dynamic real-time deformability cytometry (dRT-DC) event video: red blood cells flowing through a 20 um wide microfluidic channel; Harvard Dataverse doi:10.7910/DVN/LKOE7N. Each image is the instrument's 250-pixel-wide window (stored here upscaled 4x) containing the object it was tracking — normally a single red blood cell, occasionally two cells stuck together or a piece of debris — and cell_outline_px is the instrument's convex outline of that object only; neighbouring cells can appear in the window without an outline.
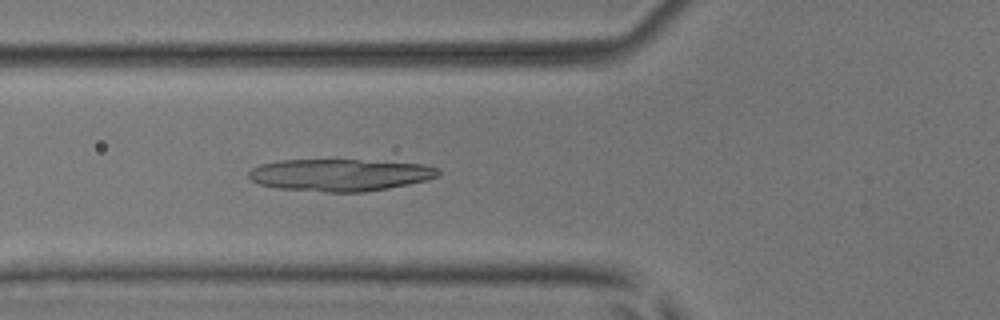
{"species": "common noctule bat (a hibernating species)", "species_latin": "Nyctalus noctula", "temperature_condition": "room temperature", "stored_images_in_passage": 52, "camera_frame_rate_fps": 3000, "um_per_image_px": 0.085, "animal": {"sex": "male", "body_mass_g": 17.9, "forearm_length_mm": 54.2}, "frame": {"image": 1, "passage_image": 19, "time_ms": 6.0, "image_size_px": [1000, 320], "cell_outline_px": [[440, 176], [428, 180], [388, 188], [364, 192], [324, 192], [276, 188], [260, 184], [252, 180], [248, 176], [248, 172], [252, 168], [260, 164], [280, 160], [360, 160], [424, 164], [440, 168]], "centroid_in_image_um": [28.92, 14.87], "position_along_channel_um": 96.9, "area_um2": 35.6}}
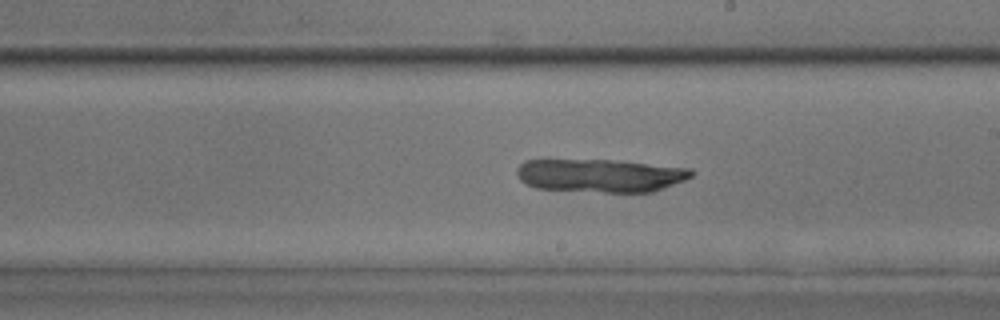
{"frame": {"image": 2, "passage_image": 30, "time_ms": 9.667, "image_size_px": [1000, 320], "cell_outline_px": [[696, 172], [692, 176], [684, 180], [652, 192], [604, 192], [536, 188], [524, 184], [516, 176], [516, 168], [524, 160], [612, 160], [692, 168]], "centroid_in_image_um": [51.0, 14.91], "position_along_channel_um": 238.0, "area_um2": 33.87}}
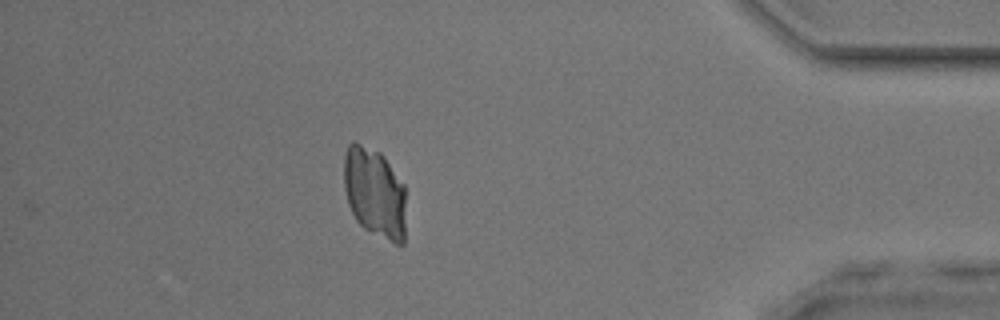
{"frame": {"image": 3, "passage_image": 46, "time_ms": 15.0, "image_size_px": [1000, 320], "cell_outline_px": [[404, 244], [396, 244], [364, 228], [356, 220], [348, 204], [344, 188], [344, 156], [348, 144], [352, 140], [356, 140], [380, 152], [384, 156], [404, 184]], "centroid_in_image_um": [31.82, 16.32], "position_along_channel_um": 403.4, "area_um2": 32.71}}